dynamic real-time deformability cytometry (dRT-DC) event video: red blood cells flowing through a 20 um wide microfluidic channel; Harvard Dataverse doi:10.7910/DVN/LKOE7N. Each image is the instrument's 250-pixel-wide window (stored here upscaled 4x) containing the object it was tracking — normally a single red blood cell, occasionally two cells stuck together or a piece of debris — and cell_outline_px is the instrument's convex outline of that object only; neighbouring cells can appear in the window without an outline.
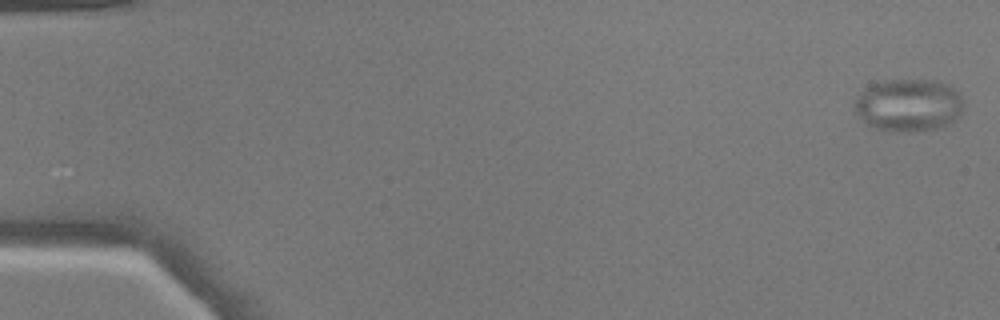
{"species": "common noctule bat (a hibernating species)", "species_latin": "Nyctalus noctula", "temperature_condition": "warm", "stored_images_in_passage": 50, "camera_frame_rate_fps": 3000, "um_per_image_px": 0.085, "animal": {"sex": "male", "body_mass_g": 17.9}, "frame": {"image": 1, "passage_image": 1, "time_ms": 0.0, "image_size_px": [1000, 320], "cell_outline_px": [[964, 108], [960, 116], [956, 120], [940, 128], [912, 132], [892, 132], [876, 128], [868, 124], [856, 112], [852, 104], [856, 96], [864, 88], [872, 84], [884, 80], [936, 80], [948, 84], [960, 92], [964, 104]], "centroid_in_image_um": [77.26, 8.94], "position_along_channel_um": 7.7, "area_um2": 34.1}}
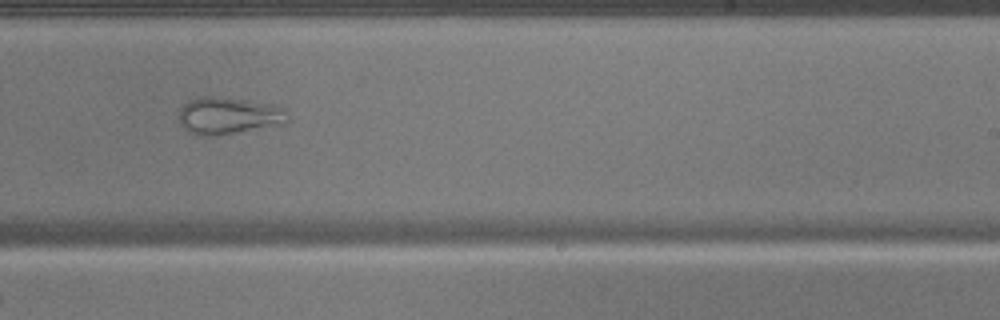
{"frame": {"image": 2, "passage_image": 32, "time_ms": 10.333, "image_size_px": [1000, 320], "cell_outline_px": [[288, 120], [216, 136], [200, 136], [184, 128], [180, 124], [180, 108], [188, 100], [204, 96], [212, 96], [244, 100], [272, 104], [280, 108], [288, 116]], "centroid_in_image_um": [19.29, 9.81], "position_along_channel_um": 269.7, "area_um2": 22.43}}
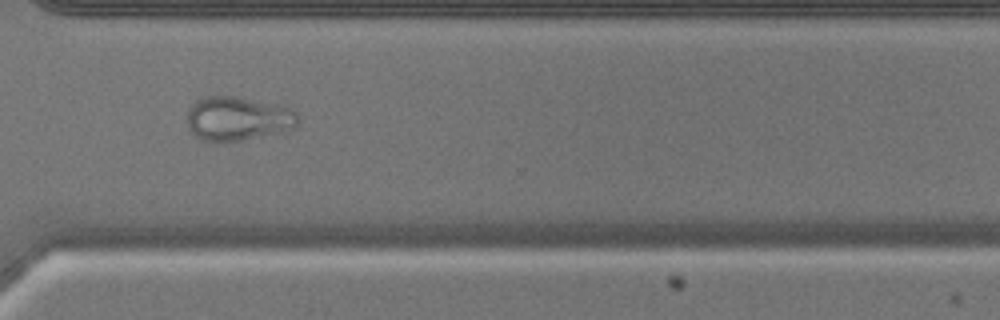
{"frame": {"image": 3, "passage_image": 38, "time_ms": 12.333, "image_size_px": [1000, 320], "cell_outline_px": [[300, 120], [292, 128], [280, 132], [220, 144], [212, 144], [200, 140], [188, 128], [188, 108], [200, 96], [236, 96], [276, 104], [288, 108], [296, 112]], "centroid_in_image_um": [20.15, 10.1], "position_along_channel_um": 350.4, "area_um2": 28.9}}